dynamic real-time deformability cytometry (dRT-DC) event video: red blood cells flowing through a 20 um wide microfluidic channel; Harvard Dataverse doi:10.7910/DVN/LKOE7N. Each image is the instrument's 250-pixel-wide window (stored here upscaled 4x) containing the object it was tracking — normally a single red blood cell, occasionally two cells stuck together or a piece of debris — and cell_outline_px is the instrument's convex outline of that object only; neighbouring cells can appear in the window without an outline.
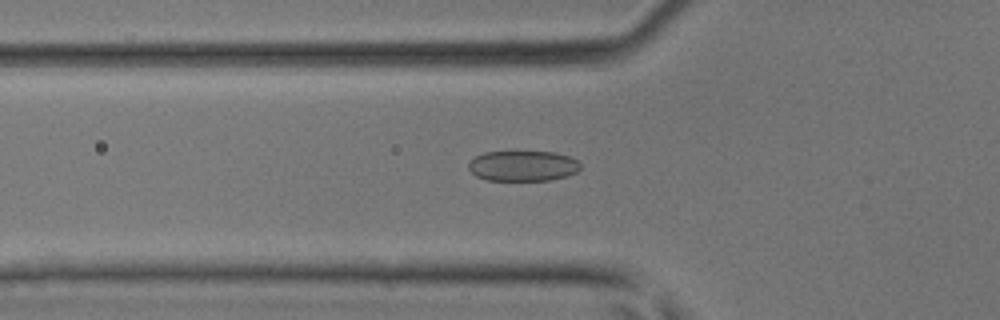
{"species": "common noctule bat (a hibernating species)", "species_latin": "Nyctalus noctula", "temperature_condition": "room temperature", "stored_images_in_passage": 45, "camera_frame_rate_fps": 3000, "um_per_image_px": 0.085, "animal": {"sex": "male", "body_mass_g": 17.9, "forearm_length_mm": 54.2}, "frame": {"image": 1, "passage_image": 16, "time_ms": 5.0, "image_size_px": [1000, 320], "cell_outline_px": [[580, 168], [576, 172], [568, 176], [548, 180], [488, 180], [476, 176], [468, 168], [468, 160], [484, 152], [556, 152], [580, 160]], "centroid_in_image_um": [44.45, 14.09], "position_along_channel_um": 81.4, "area_um2": 19.94}}
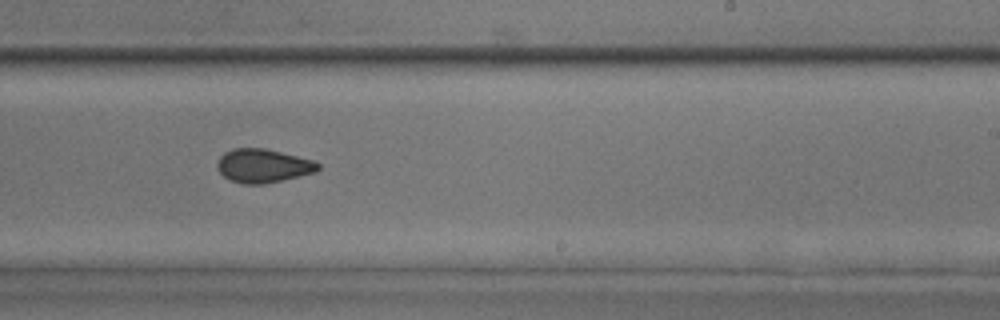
{"frame": {"image": 2, "passage_image": 28, "time_ms": 9.0, "image_size_px": [1000, 320], "cell_outline_px": [[320, 168], [316, 172], [264, 184], [244, 184], [232, 180], [224, 176], [216, 168], [216, 164], [220, 156], [224, 152], [232, 148], [264, 148], [312, 160], [320, 164]], "centroid_in_image_um": [22.33, 14.09], "position_along_channel_um": 266.7, "area_um2": 19.65}}
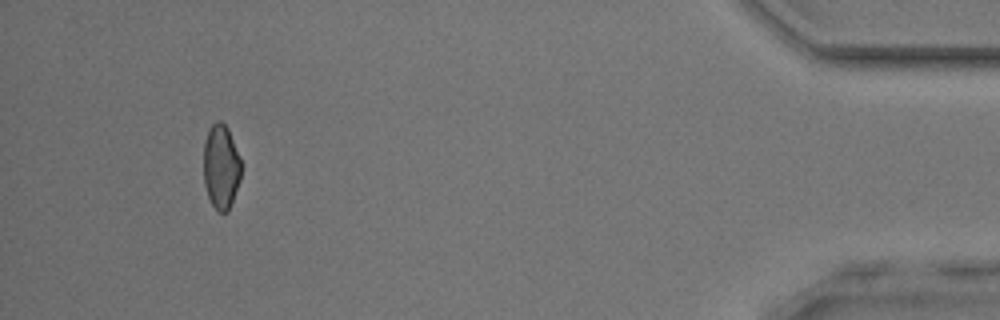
{"frame": {"image": 3, "passage_image": 42, "time_ms": 13.667, "image_size_px": [1000, 320], "cell_outline_px": [[240, 180], [228, 212], [220, 212], [212, 204], [208, 196], [204, 184], [204, 140], [212, 124], [216, 120], [220, 120], [228, 128], [240, 160]], "centroid_in_image_um": [18.77, 14.17], "position_along_channel_um": 416.4, "area_um2": 18.26}}